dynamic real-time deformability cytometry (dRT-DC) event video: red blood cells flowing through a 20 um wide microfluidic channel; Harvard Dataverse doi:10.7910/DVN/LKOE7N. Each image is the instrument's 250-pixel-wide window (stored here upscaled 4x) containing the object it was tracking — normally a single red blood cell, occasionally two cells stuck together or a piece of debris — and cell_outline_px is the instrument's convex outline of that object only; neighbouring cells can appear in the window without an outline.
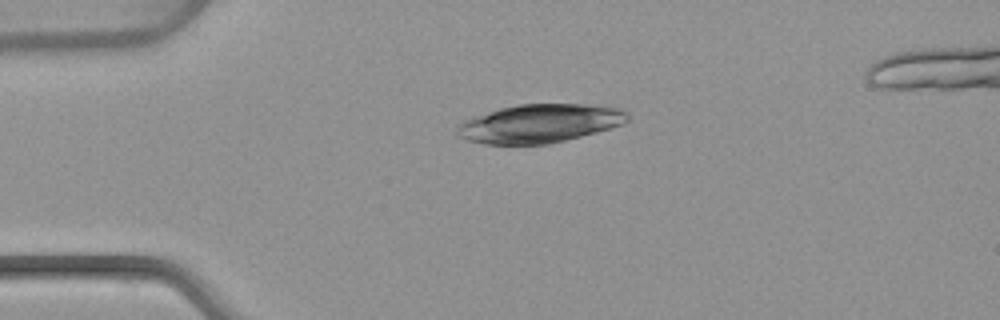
{"species": "common noctule bat (a hibernating species)", "species_latin": "Nyctalus noctula", "temperature_condition": "warm", "stored_images_in_passage": 3, "camera_frame_rate_fps": 3000, "um_per_image_px": 0.085, "animal": {"sex": "female", "body_mass_g": 22.7, "forearm_length_mm": 54.2}, "frame": {"image": 1, "passage_image": 1, "time_ms": 0.0, "image_size_px": [1000, 320], "cell_outline_px": [[628, 120], [624, 124], [612, 128], [548, 144], [484, 144], [468, 140], [460, 136], [456, 132], [456, 128], [464, 120], [472, 116], [500, 108], [516, 104], [584, 104], [620, 108], [628, 112]], "centroid_in_image_um": [45.87, 10.49], "position_along_channel_um": 39.1, "area_um2": 38.26}}